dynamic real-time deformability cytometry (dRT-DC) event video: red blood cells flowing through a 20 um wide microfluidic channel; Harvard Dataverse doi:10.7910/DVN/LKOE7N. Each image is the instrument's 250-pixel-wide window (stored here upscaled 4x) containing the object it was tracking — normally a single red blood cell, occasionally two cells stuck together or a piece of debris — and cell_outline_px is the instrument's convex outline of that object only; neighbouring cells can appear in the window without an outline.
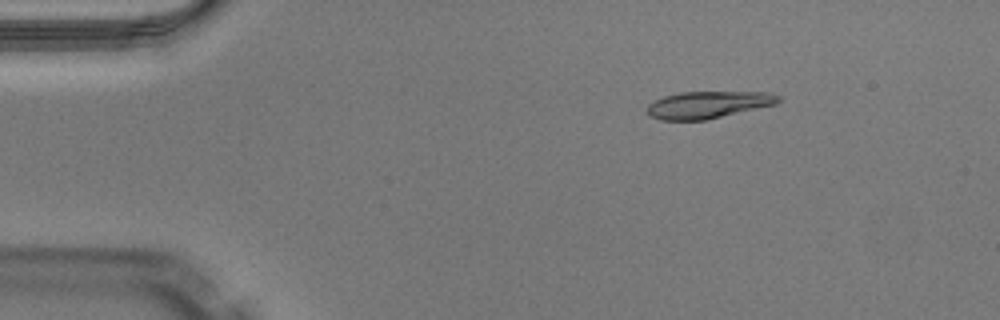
{"species": "Egyptian fruit bat (a non-hibernating species)", "species_latin": "Rousettus aegyptiacus", "temperature_condition": "warm", "stored_images_in_passage": 50, "camera_frame_rate_fps": 3000, "um_per_image_px": 0.085, "animal": {"sex": "male"}, "frame": {"image": 1, "passage_image": 8, "time_ms": 2.333, "image_size_px": [1000, 320], "cell_outline_px": [[780, 100], [776, 104], [704, 120], [660, 120], [648, 116], [644, 108], [648, 104], [664, 96], [680, 92], [768, 92], [780, 96]], "centroid_in_image_um": [60.12, 8.9], "position_along_channel_um": 24.9, "area_um2": 20.69}}
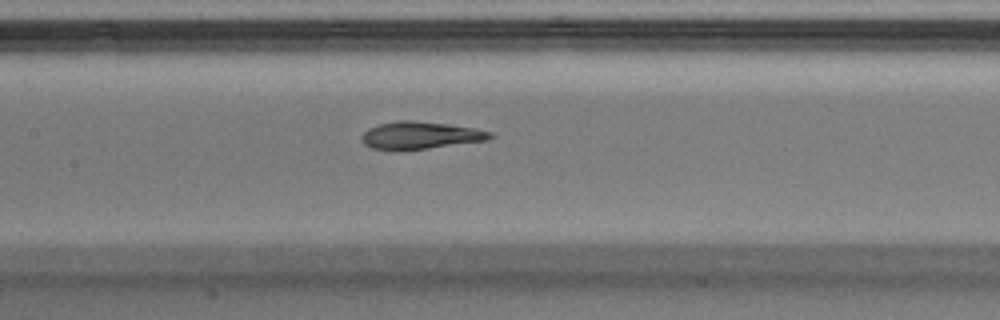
{"frame": {"image": 2, "passage_image": 24, "time_ms": 7.667, "image_size_px": [1000, 320], "cell_outline_px": [[496, 136], [488, 140], [428, 148], [372, 148], [364, 144], [360, 136], [368, 128], [380, 124], [396, 120], [412, 120], [448, 124], [472, 128], [492, 132]], "centroid_in_image_um": [35.76, 11.47], "position_along_channel_um": 171.6, "area_um2": 20.0}}
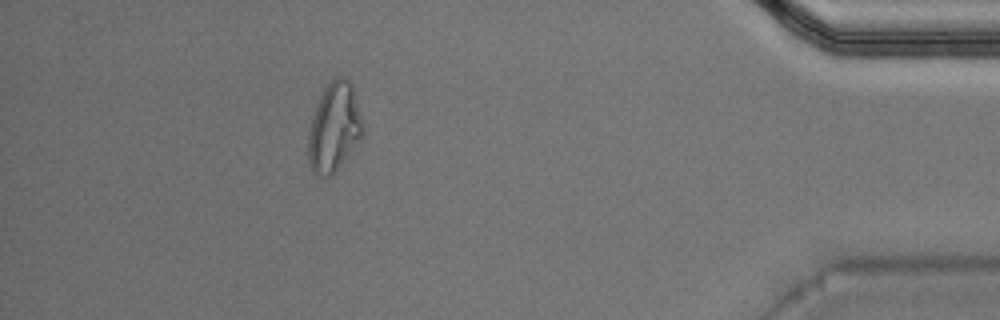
{"frame": {"image": 3, "passage_image": 45, "time_ms": 14.667, "image_size_px": [1000, 320], "cell_outline_px": [[364, 136], [336, 172], [332, 176], [316, 176], [312, 172], [308, 160], [308, 132], [312, 116], [316, 104], [324, 88], [336, 76], [344, 76], [352, 84], [364, 124]], "centroid_in_image_um": [28.42, 10.85], "position_along_channel_um": 406.8, "area_um2": 28.9}, "authors_computed_cell_mechanics": {"area_um2": 20.9236, "velocity_mm_per_s": 4.0624, "shape_relaxation_time_tau1_ms": 8.9231, "shape_relaxation_time_tau2_ms": 2.3722, "deformation_change_tau1": 0.2965, "deformation_change_tau2": 0.1023}}